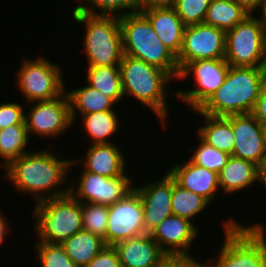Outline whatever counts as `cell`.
<instances>
[{"label": "cell", "mask_w": 266, "mask_h": 267, "mask_svg": "<svg viewBox=\"0 0 266 267\" xmlns=\"http://www.w3.org/2000/svg\"><path fill=\"white\" fill-rule=\"evenodd\" d=\"M51 150H30L15 159L3 169V180L11 183L18 193L30 194L35 203L68 194L69 185L59 187L70 179L67 176L72 159H62L59 153Z\"/></svg>", "instance_id": "obj_1"}, {"label": "cell", "mask_w": 266, "mask_h": 267, "mask_svg": "<svg viewBox=\"0 0 266 267\" xmlns=\"http://www.w3.org/2000/svg\"><path fill=\"white\" fill-rule=\"evenodd\" d=\"M119 67L124 96H132L150 108L165 126L170 114L167 95L176 97V92L167 87L174 79L166 71L127 55H123Z\"/></svg>", "instance_id": "obj_2"}, {"label": "cell", "mask_w": 266, "mask_h": 267, "mask_svg": "<svg viewBox=\"0 0 266 267\" xmlns=\"http://www.w3.org/2000/svg\"><path fill=\"white\" fill-rule=\"evenodd\" d=\"M265 83L264 67L230 66L223 84L199 111L224 117L251 113Z\"/></svg>", "instance_id": "obj_3"}, {"label": "cell", "mask_w": 266, "mask_h": 267, "mask_svg": "<svg viewBox=\"0 0 266 267\" xmlns=\"http://www.w3.org/2000/svg\"><path fill=\"white\" fill-rule=\"evenodd\" d=\"M235 218L223 221L224 241L217 258L206 267H266V226L264 222L244 225ZM212 259V260H211ZM214 260V261H213ZM210 262V263H209Z\"/></svg>", "instance_id": "obj_4"}, {"label": "cell", "mask_w": 266, "mask_h": 267, "mask_svg": "<svg viewBox=\"0 0 266 267\" xmlns=\"http://www.w3.org/2000/svg\"><path fill=\"white\" fill-rule=\"evenodd\" d=\"M124 55L166 71L174 80L180 69L177 57L160 41L149 20L139 11L119 17Z\"/></svg>", "instance_id": "obj_5"}, {"label": "cell", "mask_w": 266, "mask_h": 267, "mask_svg": "<svg viewBox=\"0 0 266 267\" xmlns=\"http://www.w3.org/2000/svg\"><path fill=\"white\" fill-rule=\"evenodd\" d=\"M72 18L85 26L83 52L88 66H119L124 52L118 16L72 11Z\"/></svg>", "instance_id": "obj_6"}, {"label": "cell", "mask_w": 266, "mask_h": 267, "mask_svg": "<svg viewBox=\"0 0 266 267\" xmlns=\"http://www.w3.org/2000/svg\"><path fill=\"white\" fill-rule=\"evenodd\" d=\"M32 213L38 241L62 244L83 230L82 203L70 193L37 202Z\"/></svg>", "instance_id": "obj_7"}, {"label": "cell", "mask_w": 266, "mask_h": 267, "mask_svg": "<svg viewBox=\"0 0 266 267\" xmlns=\"http://www.w3.org/2000/svg\"><path fill=\"white\" fill-rule=\"evenodd\" d=\"M61 67L44 55L23 59L16 71V86L27 100V105L30 102L52 100L66 91Z\"/></svg>", "instance_id": "obj_8"}, {"label": "cell", "mask_w": 266, "mask_h": 267, "mask_svg": "<svg viewBox=\"0 0 266 267\" xmlns=\"http://www.w3.org/2000/svg\"><path fill=\"white\" fill-rule=\"evenodd\" d=\"M230 65L223 59H200L187 63L179 72L177 80H185L189 75L195 89H176V98L186 103L191 110H199L223 84Z\"/></svg>", "instance_id": "obj_9"}, {"label": "cell", "mask_w": 266, "mask_h": 267, "mask_svg": "<svg viewBox=\"0 0 266 267\" xmlns=\"http://www.w3.org/2000/svg\"><path fill=\"white\" fill-rule=\"evenodd\" d=\"M266 42L255 14L226 32L225 60L230 66L264 67Z\"/></svg>", "instance_id": "obj_10"}, {"label": "cell", "mask_w": 266, "mask_h": 267, "mask_svg": "<svg viewBox=\"0 0 266 267\" xmlns=\"http://www.w3.org/2000/svg\"><path fill=\"white\" fill-rule=\"evenodd\" d=\"M29 113L25 112V124L29 138L40 136L53 139L71 129L70 102L66 91L52 100L30 102ZM34 134V135H33ZM33 135V136H32Z\"/></svg>", "instance_id": "obj_11"}, {"label": "cell", "mask_w": 266, "mask_h": 267, "mask_svg": "<svg viewBox=\"0 0 266 267\" xmlns=\"http://www.w3.org/2000/svg\"><path fill=\"white\" fill-rule=\"evenodd\" d=\"M77 184H69V193L81 203L111 206L134 189L130 176L106 177L82 169ZM75 182V183H74ZM77 187V188H76Z\"/></svg>", "instance_id": "obj_12"}, {"label": "cell", "mask_w": 266, "mask_h": 267, "mask_svg": "<svg viewBox=\"0 0 266 267\" xmlns=\"http://www.w3.org/2000/svg\"><path fill=\"white\" fill-rule=\"evenodd\" d=\"M106 245L146 234L144 209L138 192L133 189L122 200L108 206Z\"/></svg>", "instance_id": "obj_13"}, {"label": "cell", "mask_w": 266, "mask_h": 267, "mask_svg": "<svg viewBox=\"0 0 266 267\" xmlns=\"http://www.w3.org/2000/svg\"><path fill=\"white\" fill-rule=\"evenodd\" d=\"M225 42L226 32L217 27L204 23L186 26L177 56L179 69L195 60L225 58Z\"/></svg>", "instance_id": "obj_14"}, {"label": "cell", "mask_w": 266, "mask_h": 267, "mask_svg": "<svg viewBox=\"0 0 266 267\" xmlns=\"http://www.w3.org/2000/svg\"><path fill=\"white\" fill-rule=\"evenodd\" d=\"M234 133V149L231 156L253 162L261 169L266 163V147L262 124L251 114L229 115Z\"/></svg>", "instance_id": "obj_15"}, {"label": "cell", "mask_w": 266, "mask_h": 267, "mask_svg": "<svg viewBox=\"0 0 266 267\" xmlns=\"http://www.w3.org/2000/svg\"><path fill=\"white\" fill-rule=\"evenodd\" d=\"M199 228L186 218L171 215L149 234L169 257H191L189 252L202 230Z\"/></svg>", "instance_id": "obj_16"}, {"label": "cell", "mask_w": 266, "mask_h": 267, "mask_svg": "<svg viewBox=\"0 0 266 267\" xmlns=\"http://www.w3.org/2000/svg\"><path fill=\"white\" fill-rule=\"evenodd\" d=\"M156 180L145 185H134L144 209L146 234L153 231L167 217L173 215L171 210L173 178L166 172Z\"/></svg>", "instance_id": "obj_17"}, {"label": "cell", "mask_w": 266, "mask_h": 267, "mask_svg": "<svg viewBox=\"0 0 266 267\" xmlns=\"http://www.w3.org/2000/svg\"><path fill=\"white\" fill-rule=\"evenodd\" d=\"M108 143V144H88L87 152L85 151L84 159L71 160L70 172L73 171L72 167L83 164L84 171H89L95 174H99L106 177H117V176H131L126 174L127 166L125 157L120 150L119 144Z\"/></svg>", "instance_id": "obj_18"}, {"label": "cell", "mask_w": 266, "mask_h": 267, "mask_svg": "<svg viewBox=\"0 0 266 267\" xmlns=\"http://www.w3.org/2000/svg\"><path fill=\"white\" fill-rule=\"evenodd\" d=\"M167 172L178 185L202 196L210 204L218 197L217 192L220 191L218 173L194 164L189 158L183 164L182 162L176 163L175 166L173 164Z\"/></svg>", "instance_id": "obj_19"}, {"label": "cell", "mask_w": 266, "mask_h": 267, "mask_svg": "<svg viewBox=\"0 0 266 267\" xmlns=\"http://www.w3.org/2000/svg\"><path fill=\"white\" fill-rule=\"evenodd\" d=\"M113 247L121 267H160L168 258L150 234L119 241Z\"/></svg>", "instance_id": "obj_20"}, {"label": "cell", "mask_w": 266, "mask_h": 267, "mask_svg": "<svg viewBox=\"0 0 266 267\" xmlns=\"http://www.w3.org/2000/svg\"><path fill=\"white\" fill-rule=\"evenodd\" d=\"M149 20L160 41L177 57L183 45L186 26L171 6L151 7L140 10Z\"/></svg>", "instance_id": "obj_21"}, {"label": "cell", "mask_w": 266, "mask_h": 267, "mask_svg": "<svg viewBox=\"0 0 266 267\" xmlns=\"http://www.w3.org/2000/svg\"><path fill=\"white\" fill-rule=\"evenodd\" d=\"M219 187L226 196L262 184V169L253 162L230 155L226 165L219 172Z\"/></svg>", "instance_id": "obj_22"}, {"label": "cell", "mask_w": 266, "mask_h": 267, "mask_svg": "<svg viewBox=\"0 0 266 267\" xmlns=\"http://www.w3.org/2000/svg\"><path fill=\"white\" fill-rule=\"evenodd\" d=\"M193 113L201 115L205 121V125L202 121V125L197 129L198 137L209 146L232 155L235 139L232 125L229 123V115L225 117L211 116L203 114L199 110H195Z\"/></svg>", "instance_id": "obj_23"}, {"label": "cell", "mask_w": 266, "mask_h": 267, "mask_svg": "<svg viewBox=\"0 0 266 267\" xmlns=\"http://www.w3.org/2000/svg\"><path fill=\"white\" fill-rule=\"evenodd\" d=\"M66 93L70 102L73 125L76 122L75 120L78 119L76 118L77 114L83 116L95 112L115 111L114 108L116 107L114 105H118L110 97L88 84L71 91L66 89Z\"/></svg>", "instance_id": "obj_24"}, {"label": "cell", "mask_w": 266, "mask_h": 267, "mask_svg": "<svg viewBox=\"0 0 266 267\" xmlns=\"http://www.w3.org/2000/svg\"><path fill=\"white\" fill-rule=\"evenodd\" d=\"M119 119L115 111H102L85 114L80 122H83V132L89 136L90 144H108L112 143L109 138L119 131Z\"/></svg>", "instance_id": "obj_25"}, {"label": "cell", "mask_w": 266, "mask_h": 267, "mask_svg": "<svg viewBox=\"0 0 266 267\" xmlns=\"http://www.w3.org/2000/svg\"><path fill=\"white\" fill-rule=\"evenodd\" d=\"M61 245L77 267H85L106 244L100 237L82 230Z\"/></svg>", "instance_id": "obj_26"}, {"label": "cell", "mask_w": 266, "mask_h": 267, "mask_svg": "<svg viewBox=\"0 0 266 267\" xmlns=\"http://www.w3.org/2000/svg\"><path fill=\"white\" fill-rule=\"evenodd\" d=\"M88 85L110 97L116 104L125 99L119 66H87Z\"/></svg>", "instance_id": "obj_27"}, {"label": "cell", "mask_w": 266, "mask_h": 267, "mask_svg": "<svg viewBox=\"0 0 266 267\" xmlns=\"http://www.w3.org/2000/svg\"><path fill=\"white\" fill-rule=\"evenodd\" d=\"M249 14L234 0H212L207 9L204 24L217 27L227 32L233 29Z\"/></svg>", "instance_id": "obj_28"}, {"label": "cell", "mask_w": 266, "mask_h": 267, "mask_svg": "<svg viewBox=\"0 0 266 267\" xmlns=\"http://www.w3.org/2000/svg\"><path fill=\"white\" fill-rule=\"evenodd\" d=\"M26 125H11L0 130V166L5 169L12 161L29 152Z\"/></svg>", "instance_id": "obj_29"}, {"label": "cell", "mask_w": 266, "mask_h": 267, "mask_svg": "<svg viewBox=\"0 0 266 267\" xmlns=\"http://www.w3.org/2000/svg\"><path fill=\"white\" fill-rule=\"evenodd\" d=\"M210 203L202 196L195 194L178 185L173 179V191L171 199V210L175 216L183 217L191 222L200 213L209 207Z\"/></svg>", "instance_id": "obj_30"}, {"label": "cell", "mask_w": 266, "mask_h": 267, "mask_svg": "<svg viewBox=\"0 0 266 267\" xmlns=\"http://www.w3.org/2000/svg\"><path fill=\"white\" fill-rule=\"evenodd\" d=\"M80 2L81 0L72 11L118 17L139 12V0H82L81 4Z\"/></svg>", "instance_id": "obj_31"}, {"label": "cell", "mask_w": 266, "mask_h": 267, "mask_svg": "<svg viewBox=\"0 0 266 267\" xmlns=\"http://www.w3.org/2000/svg\"><path fill=\"white\" fill-rule=\"evenodd\" d=\"M108 206L96 203H82L83 230L104 240L108 225Z\"/></svg>", "instance_id": "obj_32"}, {"label": "cell", "mask_w": 266, "mask_h": 267, "mask_svg": "<svg viewBox=\"0 0 266 267\" xmlns=\"http://www.w3.org/2000/svg\"><path fill=\"white\" fill-rule=\"evenodd\" d=\"M34 245L38 267H77L61 244L37 241Z\"/></svg>", "instance_id": "obj_33"}, {"label": "cell", "mask_w": 266, "mask_h": 267, "mask_svg": "<svg viewBox=\"0 0 266 267\" xmlns=\"http://www.w3.org/2000/svg\"><path fill=\"white\" fill-rule=\"evenodd\" d=\"M198 146L193 151V155L189 159L199 166H202L208 170L219 172L226 165V162L230 155L226 152L220 151L212 146H209L198 137Z\"/></svg>", "instance_id": "obj_34"}, {"label": "cell", "mask_w": 266, "mask_h": 267, "mask_svg": "<svg viewBox=\"0 0 266 267\" xmlns=\"http://www.w3.org/2000/svg\"><path fill=\"white\" fill-rule=\"evenodd\" d=\"M212 0H174L172 6L185 26L204 23Z\"/></svg>", "instance_id": "obj_35"}, {"label": "cell", "mask_w": 266, "mask_h": 267, "mask_svg": "<svg viewBox=\"0 0 266 267\" xmlns=\"http://www.w3.org/2000/svg\"><path fill=\"white\" fill-rule=\"evenodd\" d=\"M25 105L14 102L0 103V130L11 125H26L25 124Z\"/></svg>", "instance_id": "obj_36"}, {"label": "cell", "mask_w": 266, "mask_h": 267, "mask_svg": "<svg viewBox=\"0 0 266 267\" xmlns=\"http://www.w3.org/2000/svg\"><path fill=\"white\" fill-rule=\"evenodd\" d=\"M85 267H121V264L115 248L105 245Z\"/></svg>", "instance_id": "obj_37"}, {"label": "cell", "mask_w": 266, "mask_h": 267, "mask_svg": "<svg viewBox=\"0 0 266 267\" xmlns=\"http://www.w3.org/2000/svg\"><path fill=\"white\" fill-rule=\"evenodd\" d=\"M160 267H206V261L200 262L191 257H169L160 265Z\"/></svg>", "instance_id": "obj_38"}, {"label": "cell", "mask_w": 266, "mask_h": 267, "mask_svg": "<svg viewBox=\"0 0 266 267\" xmlns=\"http://www.w3.org/2000/svg\"><path fill=\"white\" fill-rule=\"evenodd\" d=\"M251 114L261 123L266 124V83L263 85L260 95L256 100Z\"/></svg>", "instance_id": "obj_39"}, {"label": "cell", "mask_w": 266, "mask_h": 267, "mask_svg": "<svg viewBox=\"0 0 266 267\" xmlns=\"http://www.w3.org/2000/svg\"><path fill=\"white\" fill-rule=\"evenodd\" d=\"M174 0H139V11L145 8L171 6Z\"/></svg>", "instance_id": "obj_40"}, {"label": "cell", "mask_w": 266, "mask_h": 267, "mask_svg": "<svg viewBox=\"0 0 266 267\" xmlns=\"http://www.w3.org/2000/svg\"><path fill=\"white\" fill-rule=\"evenodd\" d=\"M238 5L242 6L248 13L257 14L258 7L262 0H234ZM257 10V12H255Z\"/></svg>", "instance_id": "obj_41"}, {"label": "cell", "mask_w": 266, "mask_h": 267, "mask_svg": "<svg viewBox=\"0 0 266 267\" xmlns=\"http://www.w3.org/2000/svg\"><path fill=\"white\" fill-rule=\"evenodd\" d=\"M259 9L261 10L260 11L261 16H257L256 15V17L259 20L260 27H261V30H262V33H263V38H264V40L266 42V0H262L260 2L258 10Z\"/></svg>", "instance_id": "obj_42"}, {"label": "cell", "mask_w": 266, "mask_h": 267, "mask_svg": "<svg viewBox=\"0 0 266 267\" xmlns=\"http://www.w3.org/2000/svg\"><path fill=\"white\" fill-rule=\"evenodd\" d=\"M1 206H0V245L5 241V238H7L8 230L10 229L9 223L6 219V216L2 214ZM5 216V217H4Z\"/></svg>", "instance_id": "obj_43"}, {"label": "cell", "mask_w": 266, "mask_h": 267, "mask_svg": "<svg viewBox=\"0 0 266 267\" xmlns=\"http://www.w3.org/2000/svg\"><path fill=\"white\" fill-rule=\"evenodd\" d=\"M262 132H263L264 144L266 147V124H262Z\"/></svg>", "instance_id": "obj_44"}, {"label": "cell", "mask_w": 266, "mask_h": 267, "mask_svg": "<svg viewBox=\"0 0 266 267\" xmlns=\"http://www.w3.org/2000/svg\"><path fill=\"white\" fill-rule=\"evenodd\" d=\"M262 184H264L266 188V169H262Z\"/></svg>", "instance_id": "obj_45"}, {"label": "cell", "mask_w": 266, "mask_h": 267, "mask_svg": "<svg viewBox=\"0 0 266 267\" xmlns=\"http://www.w3.org/2000/svg\"><path fill=\"white\" fill-rule=\"evenodd\" d=\"M264 72H265V78H266V58H265Z\"/></svg>", "instance_id": "obj_46"}]
</instances>
